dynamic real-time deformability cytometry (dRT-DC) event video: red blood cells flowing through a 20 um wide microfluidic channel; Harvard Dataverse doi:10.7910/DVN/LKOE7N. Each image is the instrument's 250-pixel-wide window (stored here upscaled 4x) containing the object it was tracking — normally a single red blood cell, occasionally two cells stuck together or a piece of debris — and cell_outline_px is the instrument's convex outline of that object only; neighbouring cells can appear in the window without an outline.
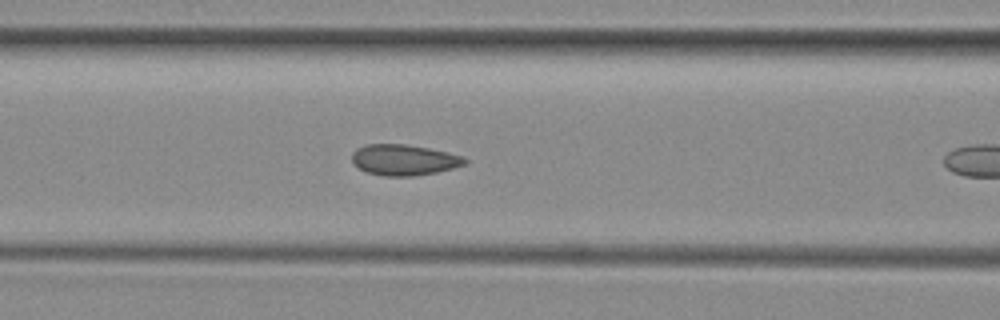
{"species": "common noctule bat (a hibernating species)", "species_latin": "Nyctalus noctula", "temperature_condition": "room temperature", "stored_images_in_passage": 11, "camera_frame_rate_fps": 3000, "um_per_image_px": 0.085, "animal": {"sex": "female", "body_mass_g": 29.2, "forearm_length_mm": 56.3}, "frame": {"image": 1, "passage_image": 10, "time_ms": 3.0, "image_size_px": [1000, 320], "cell_outline_px": [[468, 164], [436, 172], [416, 176], [384, 176], [364, 172], [352, 160], [352, 152], [356, 148], [364, 144], [404, 144], [428, 148], [448, 152], [464, 156], [468, 160]], "centroid_in_image_um": [34.35, 13.59], "position_along_channel_um": 132.2, "area_um2": 20.46}}